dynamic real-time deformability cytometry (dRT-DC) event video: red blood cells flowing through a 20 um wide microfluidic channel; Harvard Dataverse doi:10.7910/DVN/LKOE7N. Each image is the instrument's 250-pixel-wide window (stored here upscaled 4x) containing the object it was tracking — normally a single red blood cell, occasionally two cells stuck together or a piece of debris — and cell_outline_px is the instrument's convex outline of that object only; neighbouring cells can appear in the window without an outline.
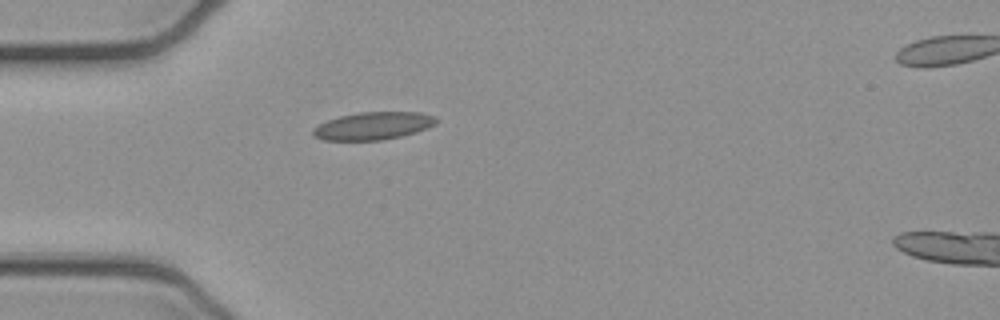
{"species": "common noctule bat (a hibernating species)", "species_latin": "Nyctalus noctula", "temperature_condition": "cold", "stored_images_in_passage": 3, "camera_frame_rate_fps": 3000, "um_per_image_px": 0.085, "animal": {"sex": "female", "body_mass_g": 21.9}, "frame": {"image": 1, "passage_image": 1, "time_ms": 0.0, "image_size_px": [1000, 320], "cell_outline_px": [[436, 124], [428, 128], [416, 132], [384, 140], [324, 140], [312, 136], [312, 128], [328, 120], [340, 116], [360, 112], [420, 112], [436, 116]], "centroid_in_image_um": [31.72, 10.7], "position_along_channel_um": 53.3, "area_um2": 19.88}}